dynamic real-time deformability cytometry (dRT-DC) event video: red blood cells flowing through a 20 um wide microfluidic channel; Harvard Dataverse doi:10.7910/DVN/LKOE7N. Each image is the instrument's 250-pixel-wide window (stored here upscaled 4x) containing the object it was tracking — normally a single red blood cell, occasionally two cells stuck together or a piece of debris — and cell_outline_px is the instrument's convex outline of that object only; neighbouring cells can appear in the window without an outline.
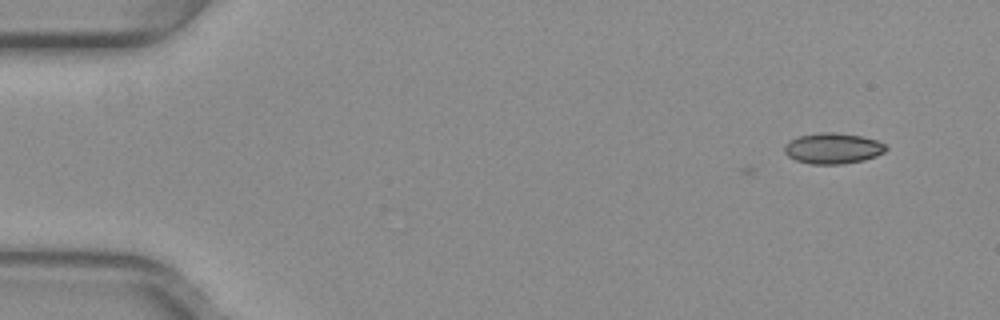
{"species": "common noctule bat (a hibernating species)", "species_latin": "Nyctalus noctula", "temperature_condition": "warm", "stored_images_in_passage": 2, "camera_frame_rate_fps": 3000, "um_per_image_px": 0.085, "animal": {"sex": "female", "body_mass_g": 29.2, "forearm_length_mm": 56.3}, "frame": {"image": 1, "passage_image": 2, "time_ms": 0.333, "image_size_px": [1000, 320], "cell_outline_px": [[888, 148], [884, 152], [876, 156], [864, 160], [840, 164], [812, 164], [796, 160], [788, 156], [784, 152], [784, 144], [788, 140], [796, 136], [820, 132], [832, 132], [860, 136], [876, 140], [884, 144]], "centroid_in_image_um": [70.75, 12.6], "position_along_channel_um": 14.2, "area_um2": 18.26}}